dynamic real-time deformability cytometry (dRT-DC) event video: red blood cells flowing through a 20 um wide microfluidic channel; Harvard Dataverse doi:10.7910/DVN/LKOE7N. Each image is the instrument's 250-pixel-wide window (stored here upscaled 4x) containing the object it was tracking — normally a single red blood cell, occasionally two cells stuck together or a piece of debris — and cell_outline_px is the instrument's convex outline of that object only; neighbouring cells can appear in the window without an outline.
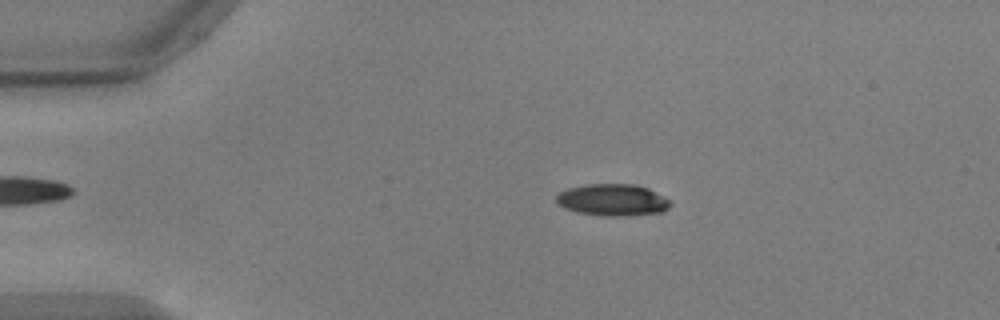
{"species": "common noctule bat (a hibernating species)", "species_latin": "Nyctalus noctula", "temperature_condition": "warm", "stored_images_in_passage": 54, "camera_frame_rate_fps": 3000, "um_per_image_px": 0.085, "animal": {"sex": "male", "body_mass_g": 17.9, "forearm_length_mm": 54.2}, "frame": {"image": 1, "passage_image": 11, "time_ms": 3.333, "image_size_px": [1000, 320], "cell_outline_px": [[672, 204], [664, 212], [628, 216], [604, 216], [576, 212], [564, 208], [556, 200], [556, 196], [560, 192], [568, 188], [588, 184], [636, 184], [648, 188], [668, 200]], "centroid_in_image_um": [52.08, 17.0], "position_along_channel_um": 32.9, "area_um2": 21.15}}
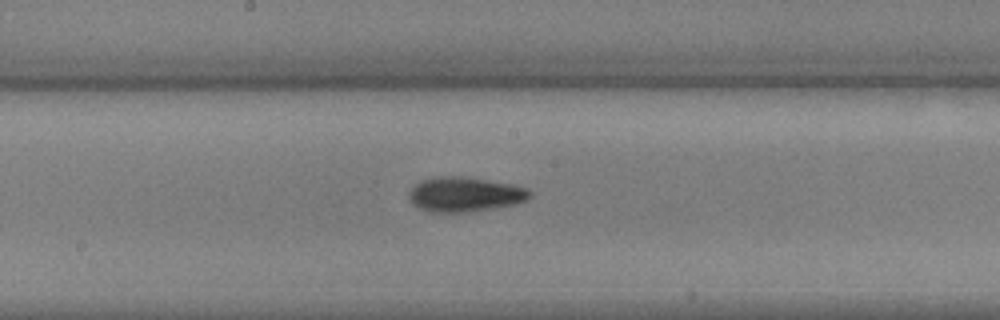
{"frame": {"image": 2, "passage_image": 29, "time_ms": 9.333, "image_size_px": [1000, 320], "cell_outline_px": [[532, 196], [524, 200], [512, 204], [492, 208], [468, 212], [428, 212], [412, 204], [408, 196], [408, 192], [420, 180], [436, 176], [460, 176], [512, 184], [528, 188], [532, 192]], "centroid_in_image_um": [39.47, 16.51], "position_along_channel_um": 208.7, "area_um2": 24.39}}
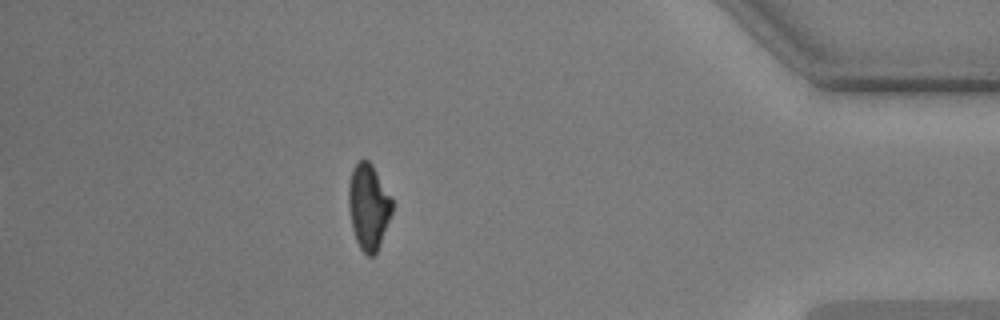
{"frame": {"image": 3, "passage_image": 48, "time_ms": 15.667, "image_size_px": [1000, 320], "cell_outline_px": [[392, 212], [376, 252], [372, 256], [368, 256], [360, 248], [356, 240], [352, 228], [348, 208], [348, 184], [352, 168], [360, 160], [368, 160], [372, 164], [392, 200]], "centroid_in_image_um": [31.29, 17.55], "position_along_channel_um": 403.9, "area_um2": 21.44}, "authors_computed_cell_mechanics": {"area_um2": 21.964, "velocity_mm_per_s": 3.7327, "shape_relaxation_time_tau1_ms": 5.0245, "shape_relaxation_time_tau2_ms": 5.798, "deformation_change_tau1": 0.1564, "deformation_change_tau2": 0.1285}}